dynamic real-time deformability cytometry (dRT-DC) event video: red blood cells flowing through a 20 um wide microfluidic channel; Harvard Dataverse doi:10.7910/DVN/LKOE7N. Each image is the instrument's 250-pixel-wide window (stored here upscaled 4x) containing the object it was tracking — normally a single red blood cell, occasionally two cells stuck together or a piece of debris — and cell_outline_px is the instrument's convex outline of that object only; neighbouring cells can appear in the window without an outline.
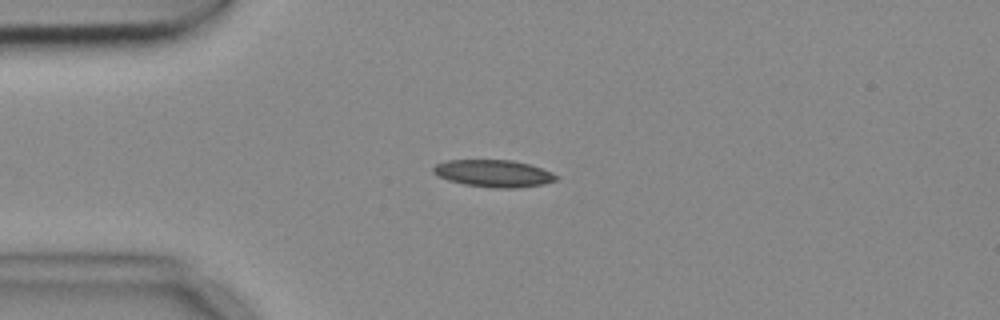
{"species": "common noctule bat (a hibernating species)", "species_latin": "Nyctalus noctula", "temperature_condition": "cold", "stored_images_in_passage": 2, "camera_frame_rate_fps": 3000, "um_per_image_px": 0.085, "animal": {"sex": "female", "body_mass_g": 18.4}, "frame": {"image": 1, "passage_image": 2, "time_ms": 0.333, "image_size_px": [1000, 320], "cell_outline_px": [[560, 176], [556, 180], [544, 184], [516, 188], [492, 188], [464, 184], [448, 180], [432, 172], [432, 168], [436, 164], [448, 160], [512, 160], [528, 164], [552, 172]], "centroid_in_image_um": [41.97, 14.74], "position_along_channel_um": 43.0, "area_um2": 19.42}}